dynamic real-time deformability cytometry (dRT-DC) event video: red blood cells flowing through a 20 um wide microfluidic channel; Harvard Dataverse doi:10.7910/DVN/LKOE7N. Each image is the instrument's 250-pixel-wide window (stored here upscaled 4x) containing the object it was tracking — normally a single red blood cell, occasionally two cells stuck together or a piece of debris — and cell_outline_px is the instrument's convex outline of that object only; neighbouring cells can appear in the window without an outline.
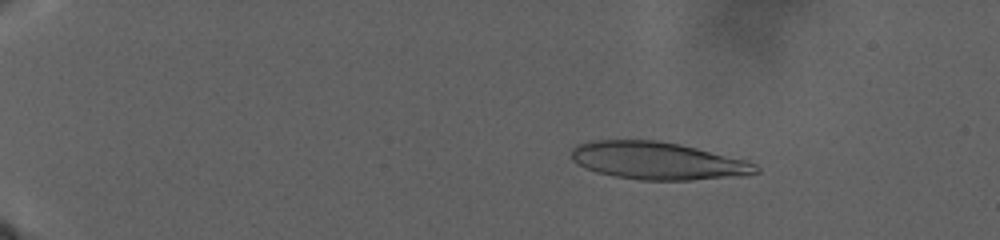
{"species": "human", "species_latin": "Homo sapiens", "temperature_condition": "warm", "stored_images_in_passage": 101, "camera_frame_rate_fps": 3000, "um_per_image_px": 0.085, "donor": {"sex": "male"}, "frame": {"image": 1, "passage_image": 32, "time_ms": 7.333, "image_size_px": [1000, 240], "cell_outline_px": [[760, 172], [748, 176], [688, 180], [640, 180], [616, 176], [596, 172], [584, 168], [576, 164], [572, 160], [572, 148], [576, 144], [588, 140], [656, 140], [680, 144], [748, 160], [756, 164], [760, 168]], "centroid_in_image_um": [55.93, 13.67], "position_along_channel_um": 29.1, "area_um2": 40.92}}
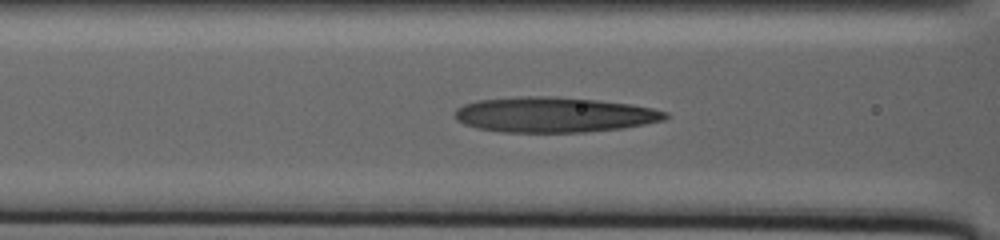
{"frame": {"image": 2, "passage_image": 78, "time_ms": 19.0, "image_size_px": [1000, 240], "cell_outline_px": [[668, 116], [664, 120], [624, 128], [584, 132], [500, 132], [476, 128], [464, 124], [456, 120], [452, 116], [456, 108], [464, 104], [476, 100], [520, 96], [552, 96], [596, 100], [632, 104], [652, 108], [668, 112]], "centroid_in_image_um": [47.05, 9.75], "position_along_channel_um": 119.6, "area_um2": 43.58}}
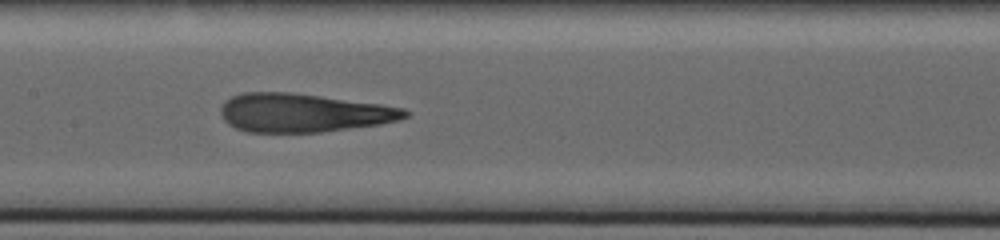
{"frame": {"image": 3, "passage_image": 100, "time_ms": 22.333, "image_size_px": [1000, 240], "cell_outline_px": [[412, 112], [408, 116], [400, 120], [380, 124], [320, 132], [248, 132], [236, 128], [228, 124], [224, 120], [220, 112], [220, 108], [224, 100], [232, 96], [244, 92], [292, 92], [380, 104], [404, 108]], "centroid_in_image_um": [25.78, 9.58], "position_along_channel_um": 181.6, "area_um2": 41.56}}